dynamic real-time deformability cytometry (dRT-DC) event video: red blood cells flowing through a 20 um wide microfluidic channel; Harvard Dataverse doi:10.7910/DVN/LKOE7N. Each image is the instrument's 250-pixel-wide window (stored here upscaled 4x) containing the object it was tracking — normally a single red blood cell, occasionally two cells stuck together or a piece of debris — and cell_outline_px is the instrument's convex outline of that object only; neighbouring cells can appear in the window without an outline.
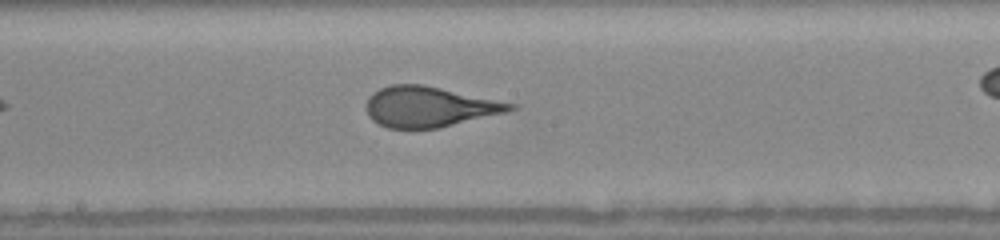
{"species": "human", "species_latin": "Homo sapiens", "temperature_condition": "warm", "stored_images_in_passage": 24, "camera_frame_rate_fps": 3000, "um_per_image_px": 0.085, "donor": {"sex": "female"}, "frame": {"image": 1, "passage_image": 11, "time_ms": 3.333, "image_size_px": [1000, 240], "cell_outline_px": [[516, 108], [508, 112], [440, 128], [388, 128], [372, 120], [368, 116], [368, 96], [372, 92], [388, 84], [420, 84], [440, 88], [516, 104]], "centroid_in_image_um": [36.48, 9.08], "position_along_channel_um": 211.7, "area_um2": 33.7}}